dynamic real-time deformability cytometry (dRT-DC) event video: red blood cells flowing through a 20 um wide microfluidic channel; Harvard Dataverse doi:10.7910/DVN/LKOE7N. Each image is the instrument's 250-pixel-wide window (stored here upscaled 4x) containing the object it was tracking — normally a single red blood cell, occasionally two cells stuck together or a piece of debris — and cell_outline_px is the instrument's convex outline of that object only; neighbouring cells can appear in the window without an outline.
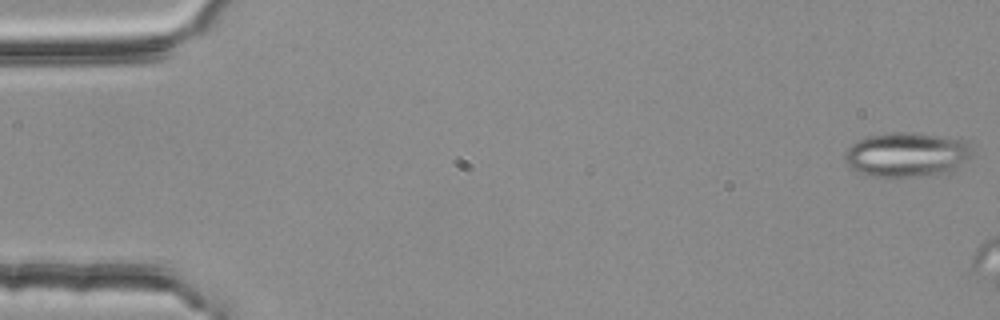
{"species": "common noctule bat (a hibernating species)", "species_latin": "Nyctalus noctula", "temperature_condition": "room temperature", "stored_images_in_passage": 5, "camera_frame_rate_fps": 3000, "um_per_image_px": 0.085, "animal": {"sex": "female", "body_mass_g": 25.1}, "frame": {"image": 1, "passage_image": 1, "time_ms": 0.0, "image_size_px": [1000, 320], "cell_outline_px": [[972, 152], [968, 160], [952, 172], [936, 176], [868, 176], [856, 172], [844, 160], [844, 156], [848, 148], [852, 144], [868, 136], [896, 132], [912, 132], [968, 140], [972, 144]], "centroid_in_image_um": [77.14, 13.15], "position_along_channel_um": 7.9, "area_um2": 33.47}}